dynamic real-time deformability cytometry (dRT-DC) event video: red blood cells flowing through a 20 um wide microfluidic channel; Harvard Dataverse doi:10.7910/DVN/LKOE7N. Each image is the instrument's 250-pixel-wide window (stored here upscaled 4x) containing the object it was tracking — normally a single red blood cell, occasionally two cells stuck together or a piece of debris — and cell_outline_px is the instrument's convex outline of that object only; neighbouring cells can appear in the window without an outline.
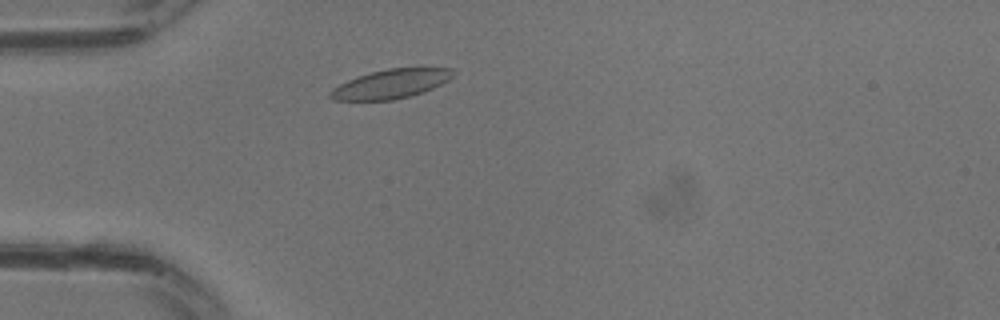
{"species": "common noctule bat (a hibernating species)", "species_latin": "Nyctalus noctula", "temperature_condition": "warm", "stored_images_in_passage": 26, "camera_frame_rate_fps": 3000, "um_per_image_px": 0.085, "animal": {"sex": "male", "body_mass_g": 13.3}, "frame": {"image": 1, "passage_image": 4, "time_ms": 1.0, "image_size_px": [1000, 320], "cell_outline_px": [[456, 72], [448, 80], [424, 92], [412, 96], [392, 100], [332, 100], [328, 96], [328, 92], [332, 88], [356, 76], [388, 68], [452, 68]], "centroid_in_image_um": [33.2, 7.14], "position_along_channel_um": 51.8, "area_um2": 20.87}}
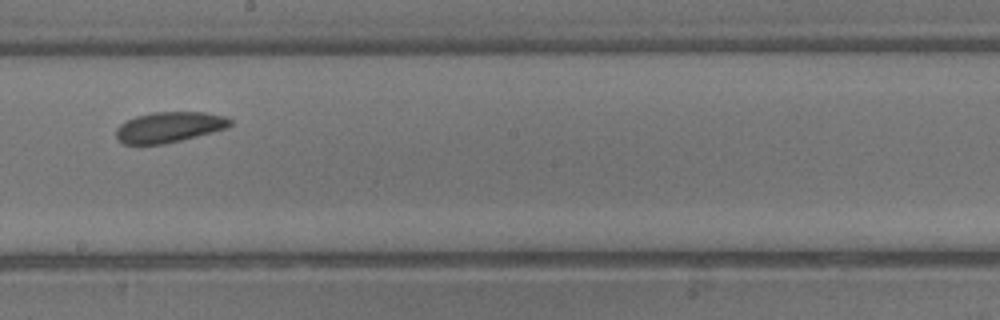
{"frame": {"image": 2, "passage_image": 13, "time_ms": 4.0, "image_size_px": [1000, 320], "cell_outline_px": [[232, 124], [228, 128], [164, 144], [124, 144], [116, 136], [116, 128], [120, 124], [136, 116], [152, 112], [204, 112], [224, 116], [232, 120]], "centroid_in_image_um": [14.39, 10.8], "position_along_channel_um": 233.8, "area_um2": 20.17}}
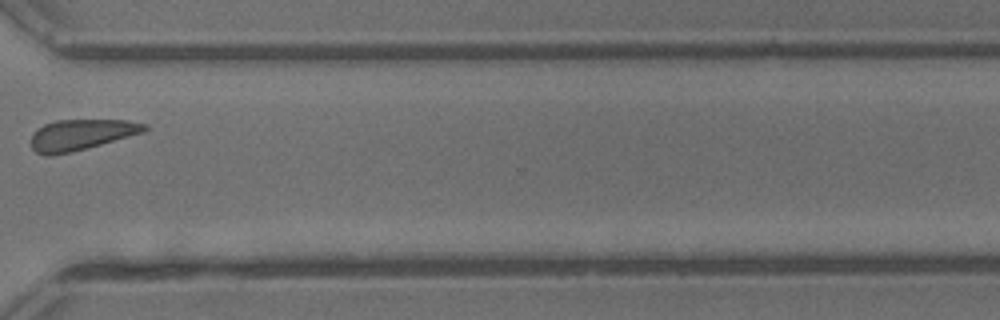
{"frame": {"image": 3, "passage_image": 19, "time_ms": 6.0, "image_size_px": [1000, 320], "cell_outline_px": [[148, 128], [144, 132], [88, 148], [72, 152], [52, 156], [44, 156], [36, 152], [32, 148], [32, 136], [36, 128], [44, 124], [56, 120], [128, 120], [148, 124]], "centroid_in_image_um": [6.9, 11.45], "position_along_channel_um": 363.7, "area_um2": 20.52}}